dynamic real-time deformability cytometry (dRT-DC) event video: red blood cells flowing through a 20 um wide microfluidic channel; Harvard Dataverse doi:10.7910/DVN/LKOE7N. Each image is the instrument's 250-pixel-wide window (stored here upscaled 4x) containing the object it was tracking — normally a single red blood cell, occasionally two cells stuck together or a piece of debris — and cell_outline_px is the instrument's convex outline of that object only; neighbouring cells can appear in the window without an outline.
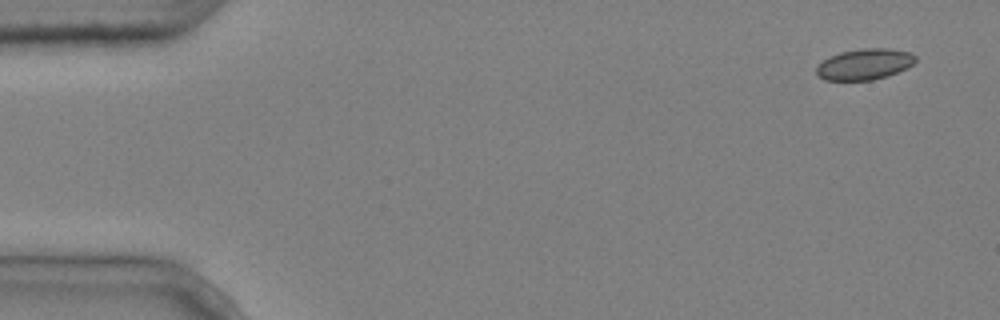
{"species": "common noctule bat (a hibernating species)", "species_latin": "Nyctalus noctula", "temperature_condition": "cold", "stored_images_in_passage": 9, "camera_frame_rate_fps": 3000, "um_per_image_px": 0.085, "animal": {"sex": "male", "body_mass_g": 20.4}, "frame": {"image": 1, "passage_image": 1, "time_ms": 0.0, "image_size_px": [1000, 320], "cell_outline_px": [[916, 60], [908, 68], [888, 76], [872, 80], [824, 80], [816, 76], [816, 68], [824, 60], [840, 52], [864, 48], [888, 48], [912, 52], [916, 56]], "centroid_in_image_um": [73.52, 5.46], "position_along_channel_um": 11.5, "area_um2": 17.98}}
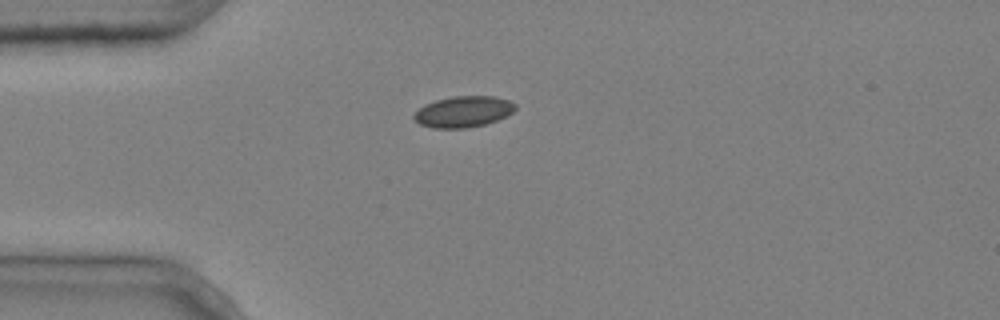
{"frame": {"image": 2, "passage_image": 4, "time_ms": 1.0, "image_size_px": [1000, 320], "cell_outline_px": [[516, 108], [512, 112], [496, 120], [484, 124], [464, 128], [432, 128], [420, 124], [412, 116], [424, 104], [436, 100], [452, 96], [492, 96], [508, 100], [516, 104]], "centroid_in_image_um": [39.36, 9.48], "position_along_channel_um": 45.6, "area_um2": 18.15}}
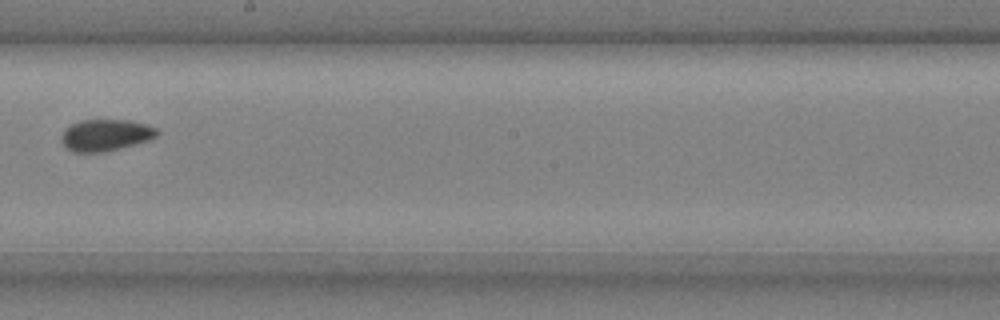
{"frame": {"image": 3, "passage_image": 9, "time_ms": 2.667, "image_size_px": [1000, 320], "cell_outline_px": [[160, 132], [152, 140], [104, 152], [72, 152], [60, 140], [60, 136], [64, 128], [68, 124], [80, 120], [128, 120], [148, 124], [156, 128]], "centroid_in_image_um": [8.97, 11.47], "position_along_channel_um": 239.2, "area_um2": 17.98}}